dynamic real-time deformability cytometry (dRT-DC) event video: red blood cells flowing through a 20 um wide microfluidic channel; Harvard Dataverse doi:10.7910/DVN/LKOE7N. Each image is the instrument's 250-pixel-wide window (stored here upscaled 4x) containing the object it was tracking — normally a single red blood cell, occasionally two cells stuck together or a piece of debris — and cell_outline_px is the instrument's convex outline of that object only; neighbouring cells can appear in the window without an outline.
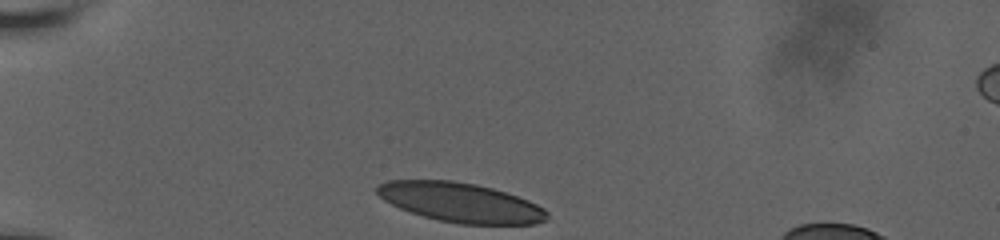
{"species": "human", "species_latin": "Homo sapiens", "temperature_condition": "room temperature", "stored_images_in_passage": 33, "camera_frame_rate_fps": 3000, "um_per_image_px": 0.085, "donor": {"sex": "male"}, "frame": {"image": 1, "passage_image": 1, "time_ms": 0.0, "image_size_px": [1000, 240], "cell_outline_px": [[548, 220], [536, 224], [460, 224], [440, 220], [424, 216], [400, 208], [384, 200], [376, 192], [376, 188], [380, 184], [388, 180], [452, 180], [476, 184], [492, 188], [528, 200], [544, 208], [548, 212]], "centroid_in_image_um": [39.18, 17.21], "position_along_channel_um": 45.8, "area_um2": 38.9}}
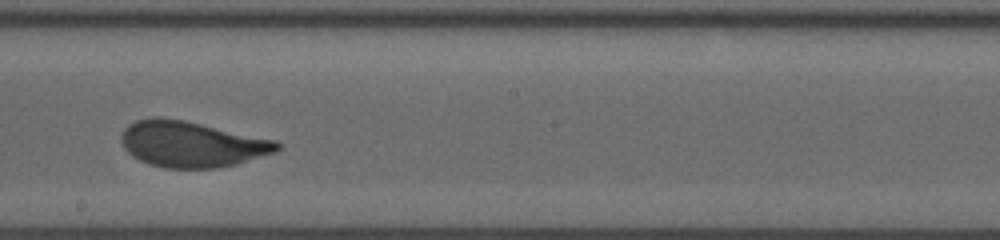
{"frame": {"image": 2, "passage_image": 19, "time_ms": 6.0, "image_size_px": [1000, 240], "cell_outline_px": [[280, 148], [276, 152], [236, 164], [216, 168], [164, 168], [148, 164], [132, 156], [124, 148], [120, 140], [120, 136], [124, 128], [128, 124], [136, 120], [156, 116], [184, 120], [276, 140], [280, 144]], "centroid_in_image_um": [16.26, 12.25], "position_along_channel_um": 231.9, "area_um2": 41.79}}
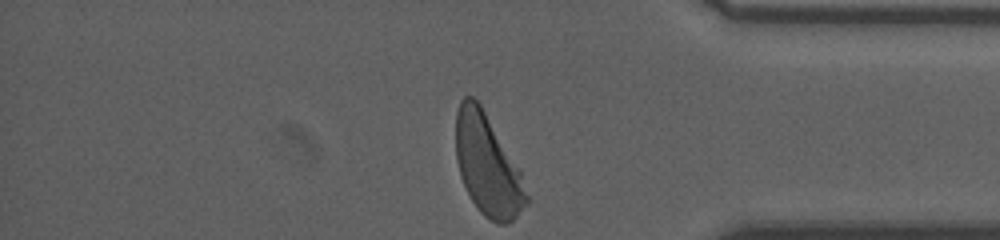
{"frame": {"image": 3, "passage_image": 33, "time_ms": 10.667, "image_size_px": [1000, 240], "cell_outline_px": [[528, 204], [508, 224], [496, 224], [484, 216], [480, 212], [472, 200], [460, 176], [456, 160], [456, 112], [460, 100], [464, 96], [472, 96], [480, 104], [520, 172], [528, 196]], "centroid_in_image_um": [41.42, 14.06], "position_along_channel_um": 393.8, "area_um2": 40.92}, "authors_computed_cell_mechanics": {"area_um2": 41.7894, "velocity_mm_per_s": 3.7837, "shape_relaxation_time_tau1_ms": 3.247, "shape_relaxation_time_tau2_ms": null, "deformation_change_tau1": 0.1355, "deformation_change_tau2": null}}